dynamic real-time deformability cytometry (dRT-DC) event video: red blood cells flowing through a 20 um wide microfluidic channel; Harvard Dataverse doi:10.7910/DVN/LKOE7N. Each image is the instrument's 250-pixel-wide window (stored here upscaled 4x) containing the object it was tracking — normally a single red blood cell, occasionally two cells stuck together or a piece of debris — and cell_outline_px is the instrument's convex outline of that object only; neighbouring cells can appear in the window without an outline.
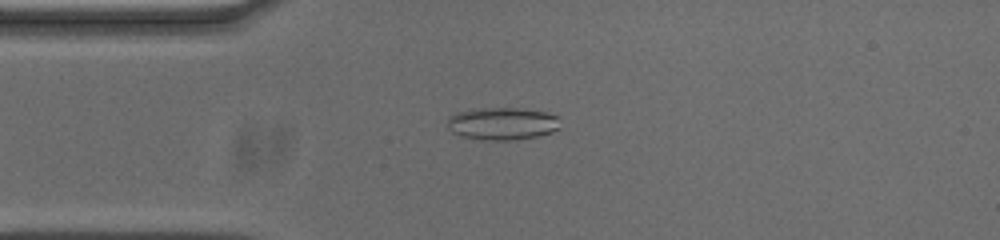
{"species": "common noctule bat (a hibernating species)", "species_latin": "Nyctalus noctula", "temperature_condition": "cold", "stored_images_in_passage": 53, "camera_frame_rate_fps": 3000, "um_per_image_px": 0.085, "animal": {"sex": "male", "body_mass_g": 20.0, "forearm_length_mm": 53.3}, "frame": {"image": 1, "passage_image": 12, "time_ms": 3.667, "image_size_px": [1000, 240], "cell_outline_px": [[560, 128], [552, 132], [536, 136], [512, 140], [480, 140], [460, 136], [452, 132], [448, 128], [448, 116], [456, 112], [472, 108], [516, 108], [544, 112], [560, 116]], "centroid_in_image_um": [42.68, 10.5], "position_along_channel_um": 42.3, "area_um2": 21.68}}
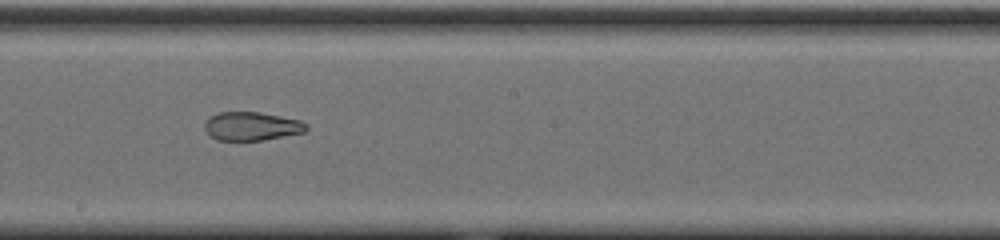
{"frame": {"image": 2, "passage_image": 28, "time_ms": 9.0, "image_size_px": [1000, 240], "cell_outline_px": [[308, 128], [304, 132], [264, 140], [216, 140], [208, 136], [204, 128], [204, 124], [208, 116], [220, 112], [260, 112], [300, 120], [308, 124]], "centroid_in_image_um": [21.35, 10.73], "position_along_channel_um": 226.8, "area_um2": 17.11}}
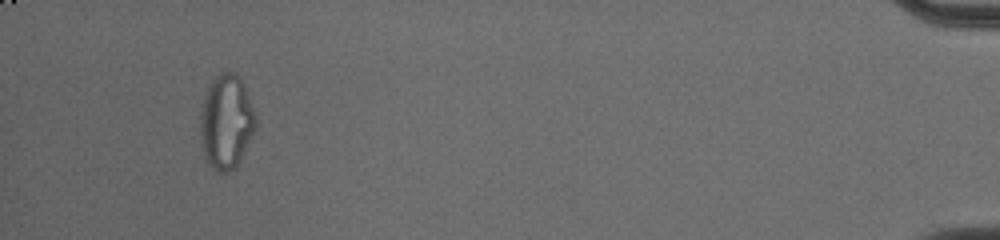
{"frame": {"image": 3, "passage_image": 50, "time_ms": 16.333, "image_size_px": [1000, 240], "cell_outline_px": [[256, 128], [236, 164], [228, 172], [216, 172], [212, 168], [204, 156], [200, 140], [200, 112], [204, 96], [208, 84], [220, 72], [236, 72], [240, 76], [244, 84], [256, 116]], "centroid_in_image_um": [19.21, 10.3], "position_along_channel_um": 416.0, "area_um2": 30.46}, "authors_computed_cell_mechanics": {"area_um2": 21.3282, "velocity_mm_per_s": 3.715, "shape_relaxation_time_tau1_ms": null, "shape_relaxation_time_tau2_ms": 2.6058, "deformation_change_tau1": null, "deformation_change_tau2": 0.0807}}